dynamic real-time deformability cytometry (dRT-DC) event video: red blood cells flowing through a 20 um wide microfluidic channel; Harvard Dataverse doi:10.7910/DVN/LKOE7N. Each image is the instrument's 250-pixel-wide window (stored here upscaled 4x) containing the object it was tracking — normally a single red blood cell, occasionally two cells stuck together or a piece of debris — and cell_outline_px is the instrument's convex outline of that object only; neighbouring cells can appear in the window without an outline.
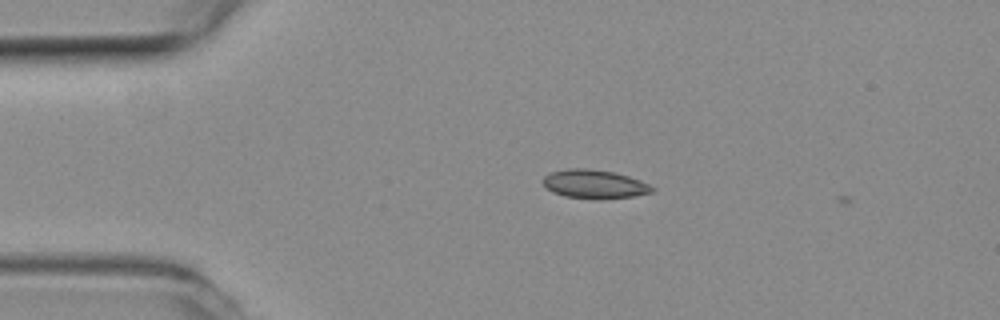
{"species": "common noctule bat (a hibernating species)", "species_latin": "Nyctalus noctula", "temperature_condition": "room temperature", "stored_images_in_passage": 3, "camera_frame_rate_fps": 3000, "um_per_image_px": 0.085, "animal": {"sex": "female", "body_mass_g": 19.3, "forearm_length_mm": 54.1}, "frame": {"image": 1, "passage_image": 1, "time_ms": 0.0, "image_size_px": [1000, 320], "cell_outline_px": [[656, 188], [652, 192], [632, 196], [564, 196], [552, 192], [544, 188], [540, 180], [544, 176], [552, 172], [568, 168], [588, 168], [616, 172], [640, 180]], "centroid_in_image_um": [50.46, 15.59], "position_along_channel_um": 34.5, "area_um2": 17.63}}